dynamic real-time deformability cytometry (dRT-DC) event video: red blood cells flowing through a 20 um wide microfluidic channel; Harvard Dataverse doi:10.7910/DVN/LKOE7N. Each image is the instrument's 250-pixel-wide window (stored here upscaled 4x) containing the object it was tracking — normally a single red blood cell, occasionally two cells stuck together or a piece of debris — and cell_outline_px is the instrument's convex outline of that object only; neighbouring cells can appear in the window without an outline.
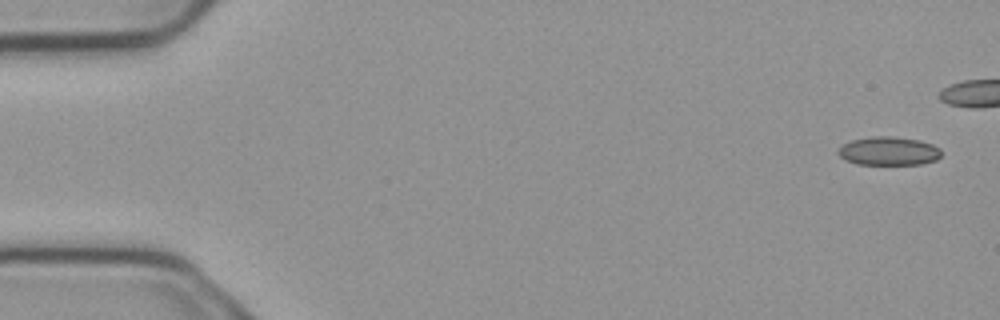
{"species": "common noctule bat (a hibernating species)", "species_latin": "Nyctalus noctula", "temperature_condition": "cold", "stored_images_in_passage": 5, "camera_frame_rate_fps": 3000, "um_per_image_px": 0.085, "animal": {"sex": "male", "body_mass_g": 23.1, "forearm_length_mm": 52.7}, "frame": {"image": 1, "passage_image": 1, "time_ms": 0.0, "image_size_px": [1000, 320], "cell_outline_px": [[944, 152], [936, 160], [920, 164], [856, 164], [844, 160], [836, 152], [836, 148], [852, 140], [872, 136], [892, 136], [920, 140], [932, 144], [940, 148]], "centroid_in_image_um": [75.53, 12.83], "position_along_channel_um": 9.5, "area_um2": 17.4}}
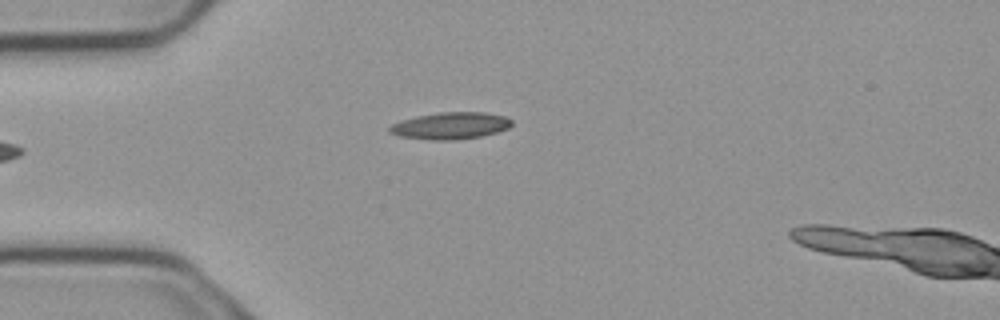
{"frame": {"image": 2, "passage_image": 5, "time_ms": 1.333, "image_size_px": [1000, 320], "cell_outline_px": [[512, 124], [508, 128], [496, 132], [480, 136], [452, 140], [432, 140], [400, 136], [388, 132], [388, 128], [392, 124], [416, 116], [440, 112], [484, 112], [504, 116], [512, 120]], "centroid_in_image_um": [38.29, 10.68], "position_along_channel_um": 46.7, "area_um2": 18.96}}